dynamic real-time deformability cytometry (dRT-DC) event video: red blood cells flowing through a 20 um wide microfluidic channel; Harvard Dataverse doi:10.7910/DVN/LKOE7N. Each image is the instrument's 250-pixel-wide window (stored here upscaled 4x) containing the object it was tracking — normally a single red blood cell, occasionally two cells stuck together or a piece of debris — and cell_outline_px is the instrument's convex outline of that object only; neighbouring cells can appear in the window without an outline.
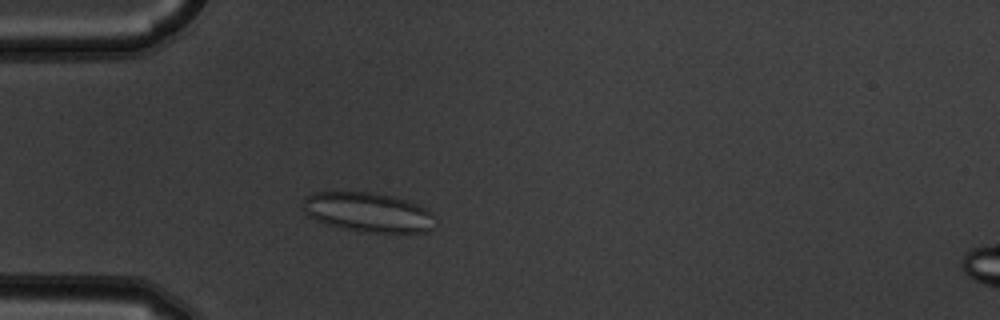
{"species": "common noctule bat (a hibernating species)", "species_latin": "Nyctalus noctula", "temperature_condition": "warm", "stored_images_in_passage": 3, "camera_frame_rate_fps": 3000, "um_per_image_px": 0.085, "animal": {"sex": "male", "body_mass_g": 19.5, "forearm_length_mm": 54.6}, "frame": {"image": 1, "passage_image": 3, "time_ms": 0.667, "image_size_px": [1000, 320], "cell_outline_px": [[432, 228], [428, 232], [368, 232], [344, 228], [328, 224], [316, 220], [308, 216], [304, 208], [304, 200], [312, 192], [372, 192], [392, 196], [408, 200], [432, 212]], "centroid_in_image_um": [31.29, 18.03], "position_along_channel_um": 53.7, "area_um2": 30.0}}